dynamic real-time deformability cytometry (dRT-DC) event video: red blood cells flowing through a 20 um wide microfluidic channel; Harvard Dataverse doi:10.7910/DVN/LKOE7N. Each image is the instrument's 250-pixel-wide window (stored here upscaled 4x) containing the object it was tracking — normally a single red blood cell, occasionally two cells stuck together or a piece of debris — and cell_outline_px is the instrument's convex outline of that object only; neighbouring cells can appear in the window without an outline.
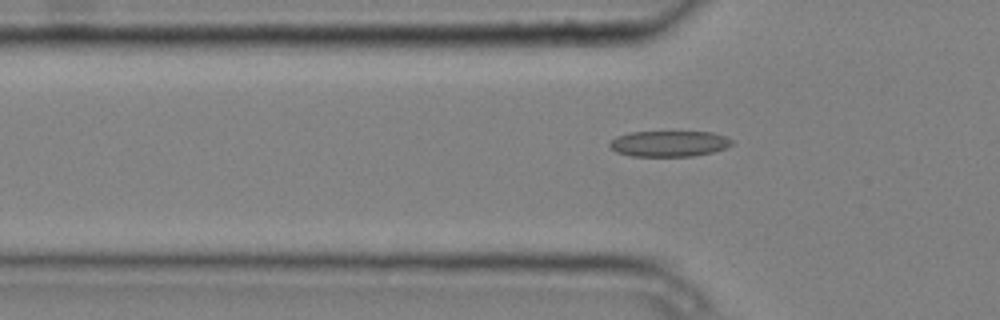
{"species": "common noctule bat (a hibernating species)", "species_latin": "Nyctalus noctula", "temperature_condition": "cold", "stored_images_in_passage": 7, "segment_of_instrument_passage": [2, 2], "camera_frame_rate_fps": 3000, "um_per_image_px": 0.085, "animal": {"sex": "male", "body_mass_g": 20.4}, "frame": {"image": 1, "passage_image": 7, "time_ms": 2.0, "image_size_px": [1000, 320], "cell_outline_px": [[732, 144], [724, 148], [712, 152], [692, 156], [632, 156], [616, 152], [608, 144], [616, 136], [628, 132], [712, 132], [724, 136], [732, 140]], "centroid_in_image_um": [56.84, 12.21], "position_along_channel_um": 69.0, "area_um2": 18.26}}